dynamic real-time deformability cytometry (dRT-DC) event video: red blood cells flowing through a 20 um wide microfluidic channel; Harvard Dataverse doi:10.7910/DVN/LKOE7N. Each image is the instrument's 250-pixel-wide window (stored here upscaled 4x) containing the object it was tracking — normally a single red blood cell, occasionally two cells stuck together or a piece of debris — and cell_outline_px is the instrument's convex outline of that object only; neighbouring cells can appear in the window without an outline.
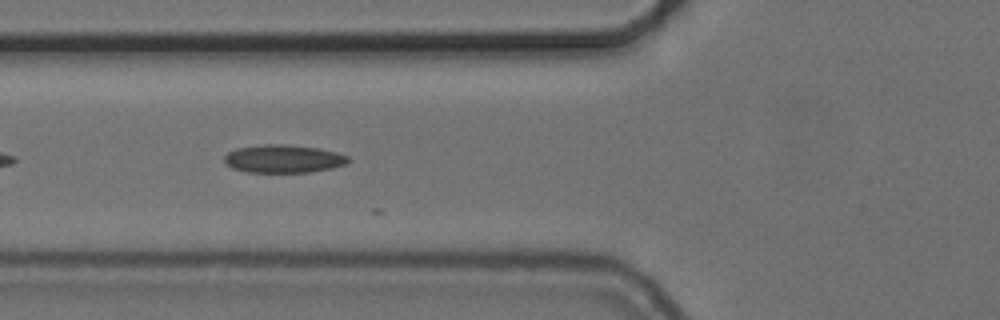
{"species": "common noctule bat (a hibernating species)", "species_latin": "Nyctalus noctula", "temperature_condition": "cold", "stored_images_in_passage": 15, "camera_frame_rate_fps": 3000, "um_per_image_px": 0.085, "animal": {"sex": "female", "body_mass_g": 24.6, "forearm_length_mm": 56.2}, "frame": {"image": 1, "passage_image": 7, "time_ms": 2.0, "image_size_px": [1000, 320], "cell_outline_px": [[352, 160], [344, 164], [332, 168], [308, 172], [248, 172], [232, 168], [224, 160], [224, 156], [228, 152], [236, 148], [264, 144], [284, 144], [320, 148], [336, 152], [348, 156]], "centroid_in_image_um": [24.1, 13.49], "position_along_channel_um": 101.7, "area_um2": 20.23}}